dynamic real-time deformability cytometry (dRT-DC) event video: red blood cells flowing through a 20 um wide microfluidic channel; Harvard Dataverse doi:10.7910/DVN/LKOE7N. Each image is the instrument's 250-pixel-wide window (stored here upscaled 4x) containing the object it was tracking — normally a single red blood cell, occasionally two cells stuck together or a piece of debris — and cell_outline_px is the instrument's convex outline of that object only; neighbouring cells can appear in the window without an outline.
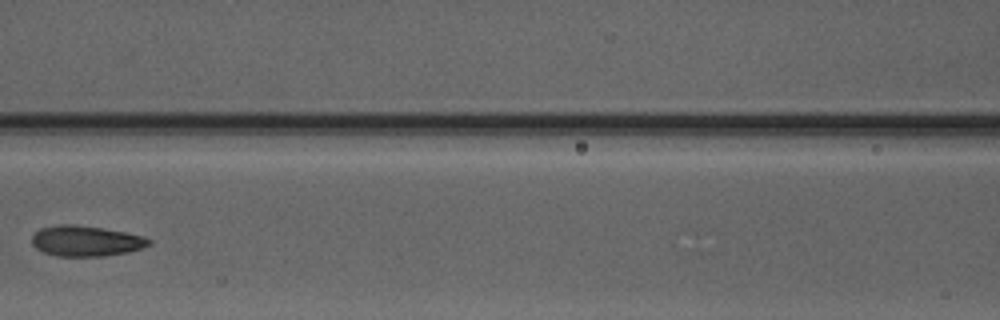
{"species": "Egyptian fruit bat (a non-hibernating species)", "species_latin": "Rousettus aegyptiacus", "temperature_condition": "warm", "stored_images_in_passage": 6, "camera_frame_rate_fps": 3000, "um_per_image_px": 0.085, "animal": {"sex": "male"}, "frame": {"image": 1, "passage_image": 6, "time_ms": 6.0, "image_size_px": [1000, 320], "cell_outline_px": [[152, 244], [144, 248], [128, 252], [104, 256], [56, 256], [44, 252], [36, 248], [32, 244], [32, 236], [40, 228], [56, 224], [72, 224], [100, 228], [124, 232], [144, 236], [152, 240]], "centroid_in_image_um": [7.32, 20.48], "position_along_channel_um": 159.3, "area_um2": 20.92}}